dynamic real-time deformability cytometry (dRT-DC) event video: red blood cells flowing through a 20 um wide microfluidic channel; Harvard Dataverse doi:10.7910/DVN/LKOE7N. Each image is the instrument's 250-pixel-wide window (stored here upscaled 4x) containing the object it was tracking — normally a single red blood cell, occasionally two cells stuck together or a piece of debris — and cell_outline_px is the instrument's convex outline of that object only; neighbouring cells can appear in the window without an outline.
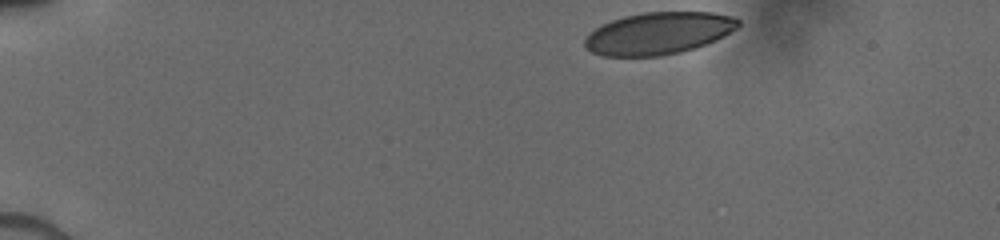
{"species": "human", "species_latin": "Homo sapiens", "temperature_condition": "cold", "stored_images_in_passage": 4, "camera_frame_rate_fps": 3000, "um_per_image_px": 0.085, "donor": {"sex": "male"}, "frame": {"image": 1, "passage_image": 1, "time_ms": 0.0, "image_size_px": [1000, 240], "cell_outline_px": [[740, 24], [736, 28], [724, 36], [716, 40], [696, 48], [680, 52], [660, 56], [604, 56], [592, 52], [584, 44], [584, 40], [596, 28], [612, 20], [624, 16], [644, 12], [712, 12], [732, 16], [740, 20]], "centroid_in_image_um": [56.01, 2.83], "position_along_channel_um": 29.0, "area_um2": 37.51}}